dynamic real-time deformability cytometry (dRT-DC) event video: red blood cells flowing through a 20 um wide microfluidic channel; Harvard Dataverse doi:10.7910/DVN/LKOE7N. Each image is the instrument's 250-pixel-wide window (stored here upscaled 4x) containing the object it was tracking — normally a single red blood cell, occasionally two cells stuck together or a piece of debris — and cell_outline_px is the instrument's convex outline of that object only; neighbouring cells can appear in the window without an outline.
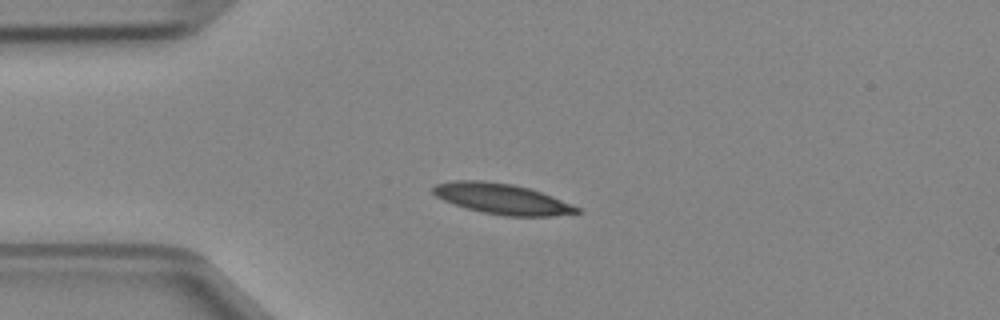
{"species": "Egyptian fruit bat (a non-hibernating species)", "species_latin": "Rousettus aegyptiacus", "temperature_condition": "cold", "stored_images_in_passage": 4, "camera_frame_rate_fps": 3000, "um_per_image_px": 0.085, "animal": {"sex": "female"}, "frame": {"image": 1, "passage_image": 3, "time_ms": 0.667, "image_size_px": [1000, 320], "cell_outline_px": [[584, 212], [552, 216], [504, 216], [484, 212], [468, 208], [444, 200], [436, 196], [432, 192], [432, 188], [436, 184], [452, 180], [480, 180], [512, 184], [528, 188], [552, 196], [580, 208]], "centroid_in_image_um": [42.68, 16.9], "position_along_channel_um": 42.3, "area_um2": 25.37}}
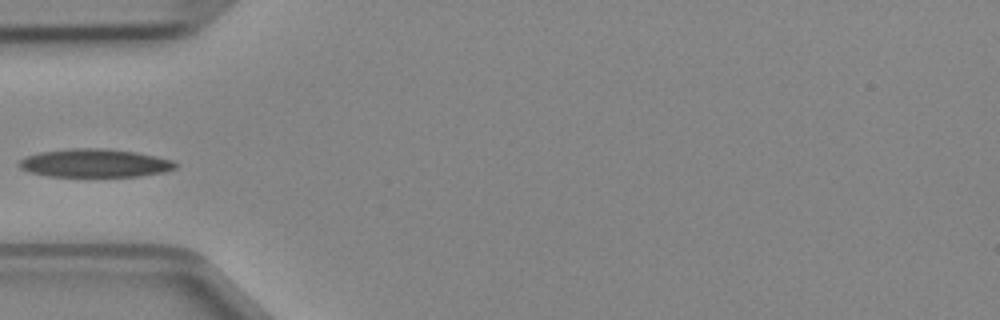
{"frame": {"image": 2, "passage_image": 4, "time_ms": 1.0, "image_size_px": [1000, 320], "cell_outline_px": [[180, 164], [176, 168], [164, 172], [140, 176], [48, 176], [28, 172], [20, 168], [16, 164], [20, 160], [28, 156], [40, 152], [72, 148], [100, 148], [136, 152], [156, 156], [172, 160]], "centroid_in_image_um": [8.07, 13.87], "position_along_channel_um": 76.9, "area_um2": 25.78}}